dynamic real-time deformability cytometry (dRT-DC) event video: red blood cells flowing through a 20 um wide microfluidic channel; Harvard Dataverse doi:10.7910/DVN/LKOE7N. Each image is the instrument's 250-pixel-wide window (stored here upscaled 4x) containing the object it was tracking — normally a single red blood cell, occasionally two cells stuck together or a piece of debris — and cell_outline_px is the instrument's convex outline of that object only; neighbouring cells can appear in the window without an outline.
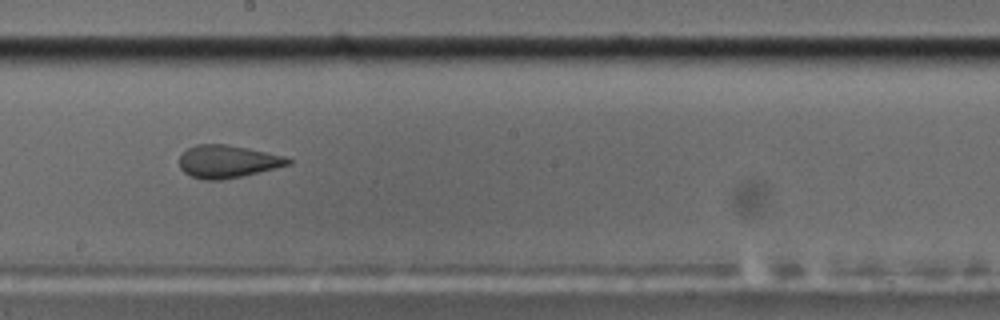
{"species": "common noctule bat (a hibernating species)", "species_latin": "Nyctalus noctula", "temperature_condition": "cold", "stored_images_in_passage": 57, "camera_frame_rate_fps": 3000, "um_per_image_px": 0.085, "animal": {"sex": "male", "body_mass_g": 17.5, "forearm_length_mm": 52.3}, "frame": {"image": 1, "passage_image": 32, "time_ms": 10.333, "image_size_px": [1000, 320], "cell_outline_px": [[292, 164], [240, 176], [220, 180], [204, 180], [192, 176], [184, 172], [180, 168], [180, 156], [188, 148], [196, 144], [224, 144], [248, 148], [284, 156], [292, 160]], "centroid_in_image_um": [19.33, 13.72], "position_along_channel_um": 228.9, "area_um2": 20.46}}
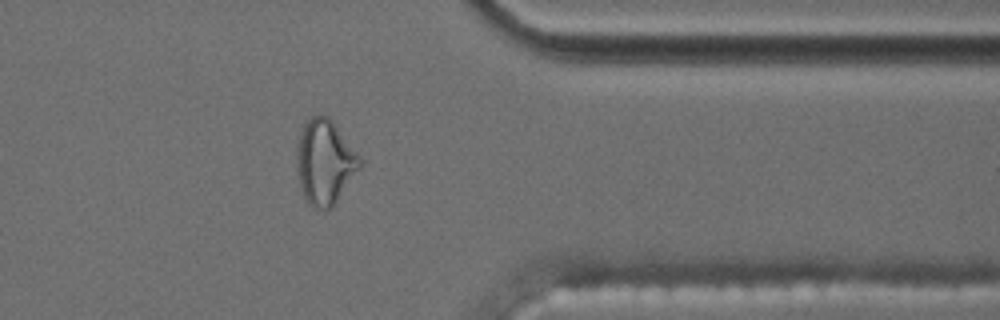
{"frame": {"image": 2, "passage_image": 46, "time_ms": 15.0, "image_size_px": [1000, 320], "cell_outline_px": [[364, 160], [360, 168], [332, 204], [328, 208], [312, 208], [308, 204], [300, 188], [296, 168], [296, 148], [300, 128], [308, 116], [328, 116]], "centroid_in_image_um": [27.57, 13.72], "position_along_channel_um": 383.8, "area_um2": 31.1}}
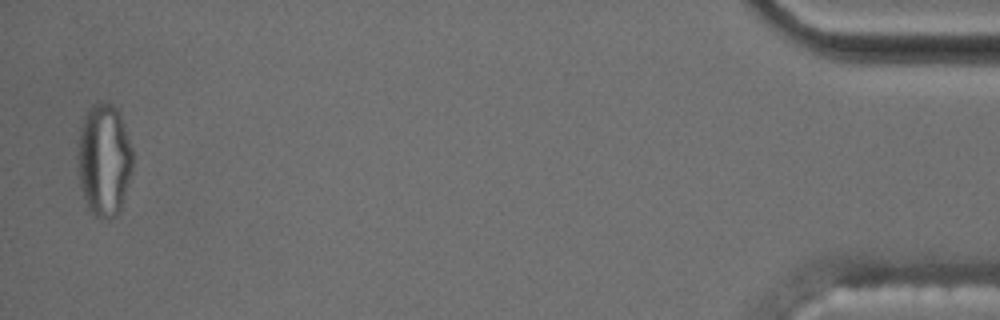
{"frame": {"image": 3, "passage_image": 56, "time_ms": 18.333, "image_size_px": [1000, 320], "cell_outline_px": [[132, 172], [120, 212], [116, 216], [108, 220], [104, 220], [96, 216], [88, 208], [80, 184], [80, 128], [84, 116], [88, 108], [96, 104], [112, 104], [120, 112], [132, 148]], "centroid_in_image_um": [8.9, 13.63], "position_along_channel_um": 426.3, "area_um2": 35.55}, "authors_computed_cell_mechanics": {"area_um2": 21.5594, "velocity_mm_per_s": 3.5384, "shape_relaxation_time_tau1_ms": null, "shape_relaxation_time_tau2_ms": 1.4256, "deformation_change_tau1": null, "deformation_change_tau2": 0.0653}}